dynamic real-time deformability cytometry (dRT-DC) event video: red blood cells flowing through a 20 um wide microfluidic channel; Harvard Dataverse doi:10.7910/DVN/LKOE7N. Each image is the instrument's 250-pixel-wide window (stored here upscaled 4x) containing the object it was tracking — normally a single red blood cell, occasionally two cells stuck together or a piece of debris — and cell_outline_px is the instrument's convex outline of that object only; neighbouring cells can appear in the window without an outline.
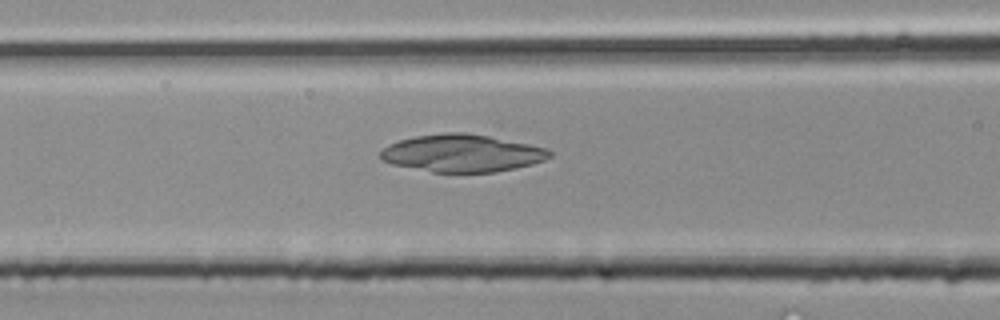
{"species": "common noctule bat (a hibernating species)", "species_latin": "Nyctalus noctula", "temperature_condition": "room temperature", "stored_images_in_passage": 24, "camera_frame_rate_fps": 3000, "um_per_image_px": 0.085, "animal": {"sex": "male", "body_mass_g": 20.4}, "frame": {"image": 1, "passage_image": 5, "time_ms": 1.333, "image_size_px": [1000, 320], "cell_outline_px": [[552, 156], [544, 160], [532, 164], [516, 168], [496, 172], [432, 172], [392, 164], [380, 160], [380, 152], [388, 144], [400, 140], [416, 136], [444, 132], [464, 132], [488, 136], [548, 148], [552, 152]], "centroid_in_image_um": [39.27, 13.02], "position_along_channel_um": 127.3, "area_um2": 36.93}}
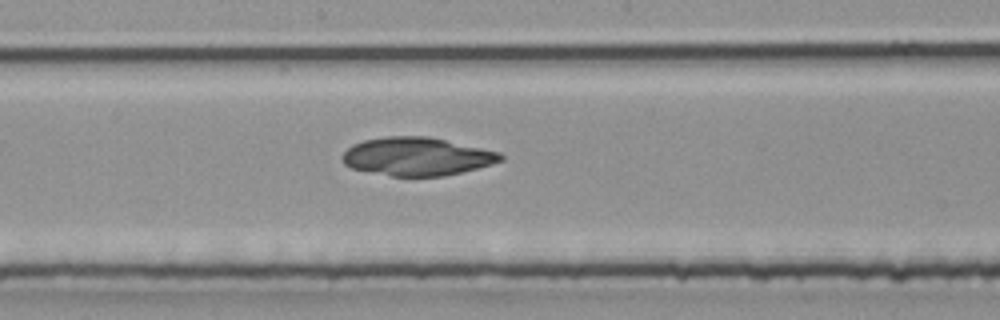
{"frame": {"image": 2, "passage_image": 9, "time_ms": 2.667, "image_size_px": [1000, 320], "cell_outline_px": [[504, 160], [492, 164], [444, 176], [392, 176], [352, 168], [344, 164], [340, 160], [340, 156], [352, 144], [364, 140], [388, 136], [428, 136], [500, 152], [504, 156]], "centroid_in_image_um": [35.42, 13.29], "position_along_channel_um": 212.8, "area_um2": 35.2}}
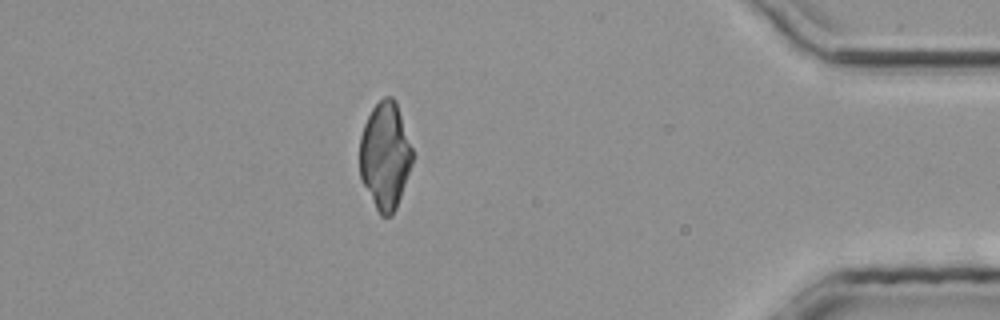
{"frame": {"image": 3, "passage_image": 20, "time_ms": 6.333, "image_size_px": [1000, 320], "cell_outline_px": [[412, 164], [396, 208], [392, 216], [380, 216], [360, 176], [360, 136], [364, 124], [372, 108], [384, 96], [392, 96], [396, 100], [412, 148]], "centroid_in_image_um": [32.73, 13.21], "position_along_channel_um": 402.5, "area_um2": 32.66}}